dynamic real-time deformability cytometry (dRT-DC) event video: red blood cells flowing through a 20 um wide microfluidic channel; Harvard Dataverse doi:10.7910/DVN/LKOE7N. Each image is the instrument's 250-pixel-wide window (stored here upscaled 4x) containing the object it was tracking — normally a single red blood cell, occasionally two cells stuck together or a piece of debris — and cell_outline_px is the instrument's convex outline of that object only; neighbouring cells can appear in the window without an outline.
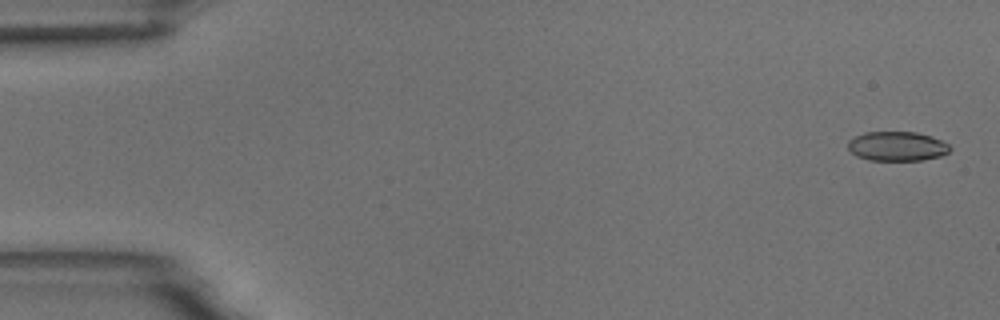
{"species": "common noctule bat (a hibernating species)", "species_latin": "Nyctalus noctula", "temperature_condition": "room temperature", "stored_images_in_passage": 5, "camera_frame_rate_fps": 3000, "um_per_image_px": 0.085, "animal": {"sex": "male", "body_mass_g": 18.8}, "frame": {"image": 1, "passage_image": 1, "time_ms": 0.0, "image_size_px": [1000, 320], "cell_outline_px": [[952, 148], [948, 152], [940, 156], [924, 160], [868, 160], [856, 156], [848, 148], [848, 140], [864, 132], [916, 132], [932, 136], [948, 144]], "centroid_in_image_um": [76.25, 12.43], "position_along_channel_um": 8.8, "area_um2": 17.51}}
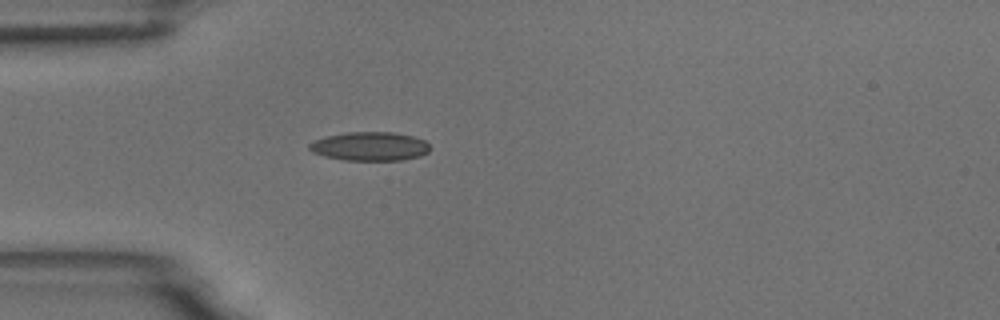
{"frame": {"image": 2, "passage_image": 5, "time_ms": 4.667, "image_size_px": [1000, 320], "cell_outline_px": [[428, 152], [420, 156], [400, 160], [344, 160], [324, 156], [312, 152], [308, 148], [308, 144], [316, 140], [328, 136], [348, 132], [396, 132], [412, 136], [424, 140], [428, 144]], "centroid_in_image_um": [31.43, 12.44], "position_along_channel_um": 53.6, "area_um2": 20.11}}